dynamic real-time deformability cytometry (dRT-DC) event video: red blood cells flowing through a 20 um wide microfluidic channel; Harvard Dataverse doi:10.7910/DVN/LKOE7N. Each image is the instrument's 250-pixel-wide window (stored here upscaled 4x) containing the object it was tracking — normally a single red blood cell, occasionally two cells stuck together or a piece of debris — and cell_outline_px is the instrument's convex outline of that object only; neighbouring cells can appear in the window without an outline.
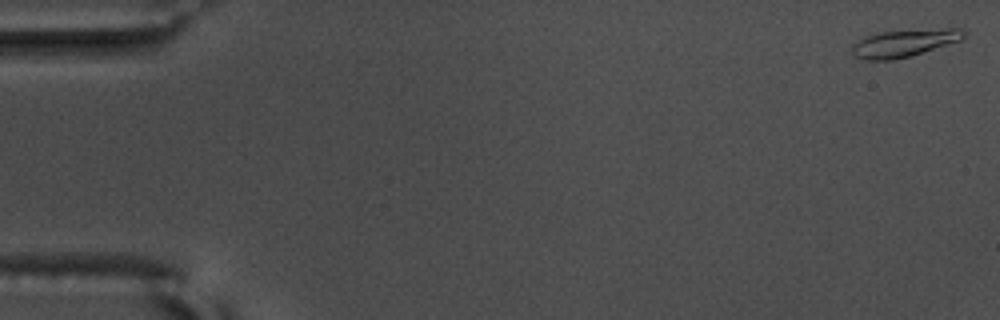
{"species": "common noctule bat (a hibernating species)", "species_latin": "Nyctalus noctula", "temperature_condition": "warm", "stored_images_in_passage": 17, "camera_frame_rate_fps": 3000, "um_per_image_px": 0.085, "animal": {"sex": "male", "body_mass_g": 17.5, "forearm_length_mm": 52.3}, "frame": {"image": 1, "passage_image": 1, "time_ms": 0.0, "image_size_px": [1000, 320], "cell_outline_px": [[964, 36], [960, 40], [912, 56], [892, 60], [868, 60], [856, 56], [852, 52], [852, 44], [864, 36], [876, 32], [948, 28], [964, 28]], "centroid_in_image_um": [76.83, 3.65], "position_along_channel_um": 8.2, "area_um2": 17.86}}
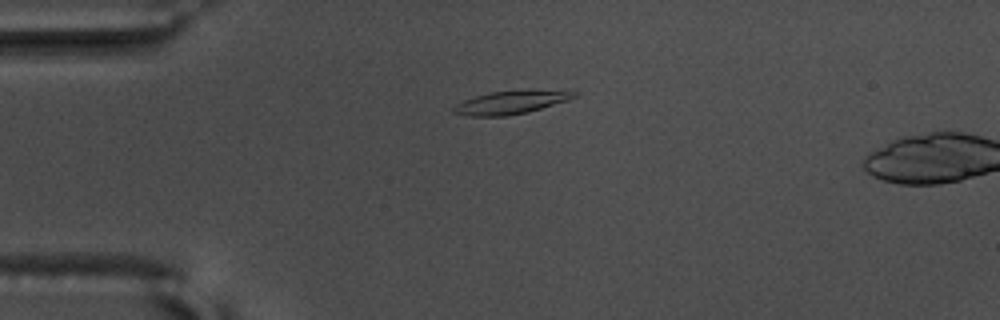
{"frame": {"image": 2, "passage_image": 14, "time_ms": 4.333, "image_size_px": [1000, 320], "cell_outline_px": [[580, 92], [576, 96], [568, 100], [528, 112], [508, 116], [468, 116], [452, 112], [452, 108], [456, 104], [464, 100], [476, 96], [492, 92], [528, 88], [572, 88]], "centroid_in_image_um": [43.61, 8.64], "position_along_channel_um": 41.4, "area_um2": 17.28}}